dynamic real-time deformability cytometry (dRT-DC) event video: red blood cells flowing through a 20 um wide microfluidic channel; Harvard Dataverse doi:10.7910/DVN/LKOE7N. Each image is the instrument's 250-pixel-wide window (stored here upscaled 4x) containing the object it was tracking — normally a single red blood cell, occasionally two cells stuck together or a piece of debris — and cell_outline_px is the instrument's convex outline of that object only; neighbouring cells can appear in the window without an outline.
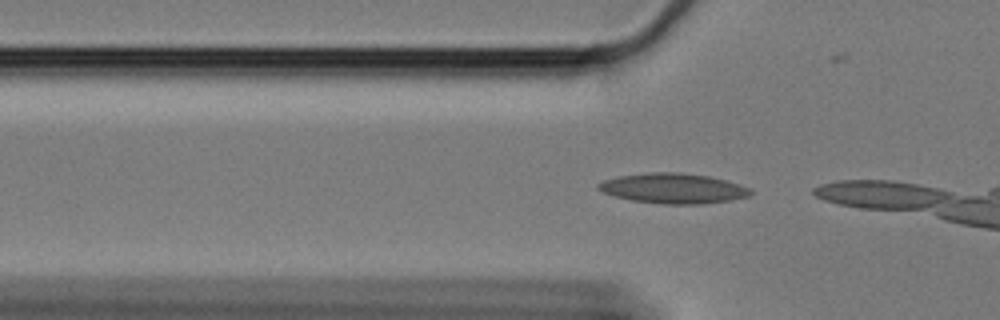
{"species": "Egyptian fruit bat (a non-hibernating species)", "species_latin": "Rousettus aegyptiacus", "temperature_condition": "cold", "stored_images_in_passage": 6, "camera_frame_rate_fps": 3000, "um_per_image_px": 0.085, "animal": {"sex": "female"}, "frame": {"image": 1, "passage_image": 4, "time_ms": 1.0, "image_size_px": [1000, 320], "cell_outline_px": [[752, 192], [748, 196], [728, 200], [704, 204], [660, 204], [632, 200], [616, 196], [604, 192], [596, 188], [596, 184], [604, 180], [620, 176], [648, 172], [680, 172], [708, 176], [740, 184], [752, 188]], "centroid_in_image_um": [57.22, 16.01], "position_along_channel_um": 68.6, "area_um2": 26.65}}